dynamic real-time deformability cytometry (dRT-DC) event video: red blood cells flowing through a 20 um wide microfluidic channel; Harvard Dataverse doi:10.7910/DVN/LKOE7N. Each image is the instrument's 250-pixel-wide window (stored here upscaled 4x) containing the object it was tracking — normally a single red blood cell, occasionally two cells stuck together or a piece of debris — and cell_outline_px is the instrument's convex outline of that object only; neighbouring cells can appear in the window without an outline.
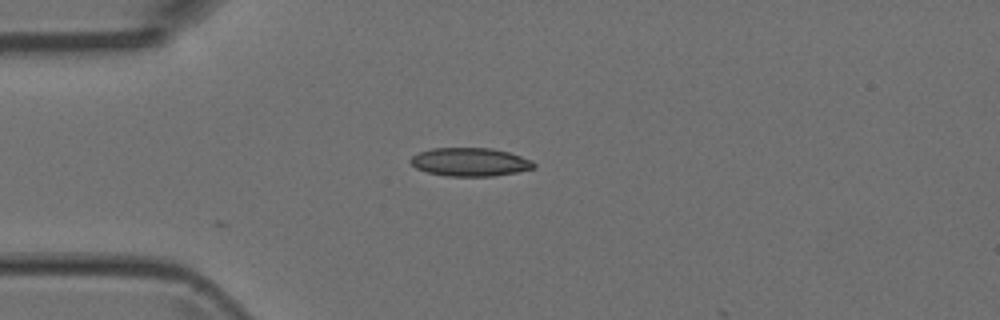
{"species": "Egyptian fruit bat (a non-hibernating species)", "species_latin": "Rousettus aegyptiacus", "temperature_condition": "room temperature", "stored_images_in_passage": 2, "camera_frame_rate_fps": 3000, "um_per_image_px": 0.085, "animal": {"sex": "female"}, "frame": {"image": 1, "passage_image": 2, "time_ms": 0.333, "image_size_px": [1000, 320], "cell_outline_px": [[536, 168], [516, 172], [492, 176], [448, 176], [428, 172], [416, 168], [408, 160], [412, 156], [420, 152], [432, 148], [492, 148], [508, 152], [532, 160], [536, 164]], "centroid_in_image_um": [39.97, 13.77], "position_along_channel_um": 45.0, "area_um2": 20.35}}